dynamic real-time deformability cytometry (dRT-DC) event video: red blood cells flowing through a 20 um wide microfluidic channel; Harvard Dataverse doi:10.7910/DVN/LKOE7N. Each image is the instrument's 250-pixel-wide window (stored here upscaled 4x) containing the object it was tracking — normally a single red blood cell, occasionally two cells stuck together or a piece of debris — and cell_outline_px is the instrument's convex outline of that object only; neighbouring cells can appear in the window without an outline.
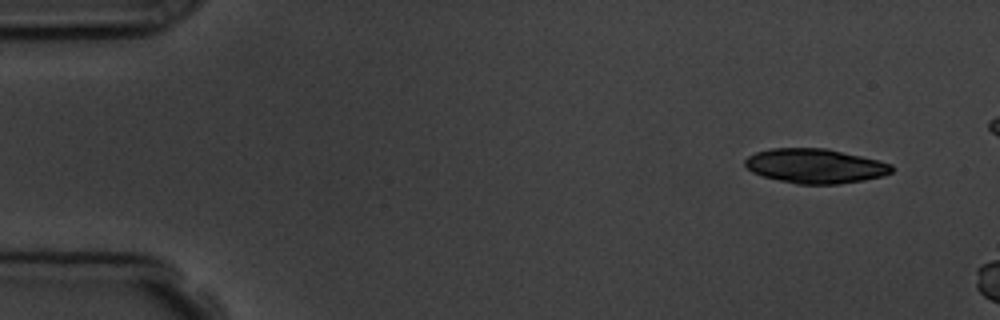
{"species": "common noctule bat (a hibernating species)", "species_latin": "Nyctalus noctula", "temperature_condition": "room temperature", "stored_images_in_passage": 3, "camera_frame_rate_fps": 3000, "um_per_image_px": 0.085, "animal": {"sex": "male", "body_mass_g": 19.5, "forearm_length_mm": 54.6}, "frame": {"image": 1, "passage_image": 1, "time_ms": 0.0, "image_size_px": [1000, 320], "cell_outline_px": [[892, 172], [880, 176], [864, 180], [840, 184], [796, 184], [764, 176], [752, 172], [744, 164], [744, 160], [748, 156], [756, 152], [772, 148], [828, 148], [892, 164]], "centroid_in_image_um": [69.27, 14.1], "position_along_channel_um": 15.7, "area_um2": 29.3}}